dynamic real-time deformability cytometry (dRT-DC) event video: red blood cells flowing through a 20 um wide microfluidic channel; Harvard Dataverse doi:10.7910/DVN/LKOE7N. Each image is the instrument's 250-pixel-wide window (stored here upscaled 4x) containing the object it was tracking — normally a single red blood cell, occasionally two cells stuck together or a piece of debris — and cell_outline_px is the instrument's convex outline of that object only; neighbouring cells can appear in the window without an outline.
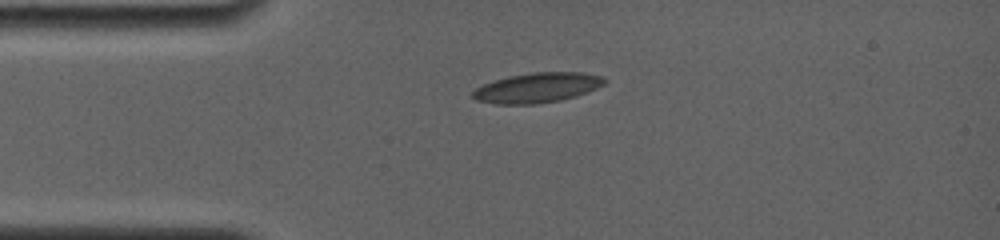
{"species": "common noctule bat (a hibernating species)", "species_latin": "Nyctalus noctula", "temperature_condition": "room temperature", "stored_images_in_passage": 72, "camera_frame_rate_fps": 4000, "um_per_image_px": 0.085, "animal": {"sex": "female", "body_mass_g": 19.0, "forearm_length_mm": 56.7}, "frame": {"image": 1, "passage_image": 1, "time_ms": 0.0, "image_size_px": [1000, 240], "cell_outline_px": [[608, 80], [604, 84], [588, 92], [576, 96], [560, 100], [536, 104], [496, 104], [476, 100], [472, 96], [472, 92], [476, 88], [484, 84], [508, 76], [532, 72], [580, 72], [600, 76]], "centroid_in_image_um": [45.67, 7.45], "position_along_channel_um": 39.3, "area_um2": 22.89}}
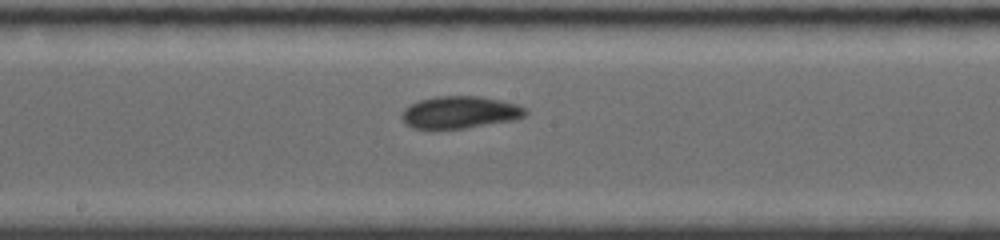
{"frame": {"image": 2, "passage_image": 30, "time_ms": 5.0, "image_size_px": [1000, 240], "cell_outline_px": [[528, 112], [524, 116], [512, 120], [464, 128], [412, 128], [404, 124], [400, 116], [404, 108], [420, 100], [436, 96], [480, 96], [500, 100], [516, 104], [524, 108]], "centroid_in_image_um": [39.05, 9.54], "position_along_channel_um": 209.2, "area_um2": 23.0}}
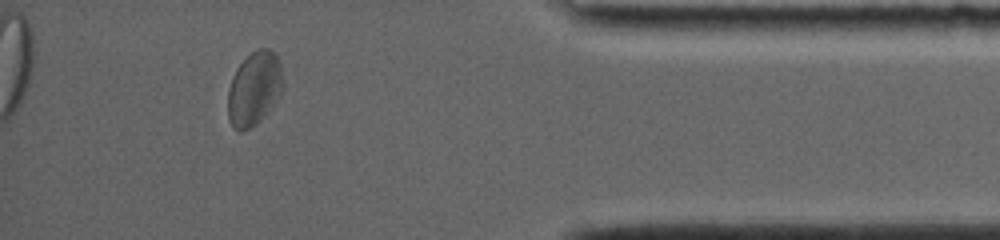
{"frame": {"image": 3, "passage_image": 64, "time_ms": 11.0, "image_size_px": [1000, 240], "cell_outline_px": [[284, 88], [280, 96], [264, 116], [260, 120], [244, 132], [240, 132], [232, 128], [228, 120], [228, 88], [232, 76], [236, 68], [256, 48], [268, 48], [276, 56], [280, 64], [284, 80]], "centroid_in_image_um": [21.6, 7.56], "position_along_channel_um": 413.6, "area_um2": 23.99}, "authors_computed_cell_mechanics": {"area_um2": 22.6576, "velocity_mm_per_s": 3.8013, "shape_relaxation_time_tau1_ms": null, "shape_relaxation_time_tau2_ms": 2.6055, "deformation_change_tau1": null, "deformation_change_tau2": 0.0703}}